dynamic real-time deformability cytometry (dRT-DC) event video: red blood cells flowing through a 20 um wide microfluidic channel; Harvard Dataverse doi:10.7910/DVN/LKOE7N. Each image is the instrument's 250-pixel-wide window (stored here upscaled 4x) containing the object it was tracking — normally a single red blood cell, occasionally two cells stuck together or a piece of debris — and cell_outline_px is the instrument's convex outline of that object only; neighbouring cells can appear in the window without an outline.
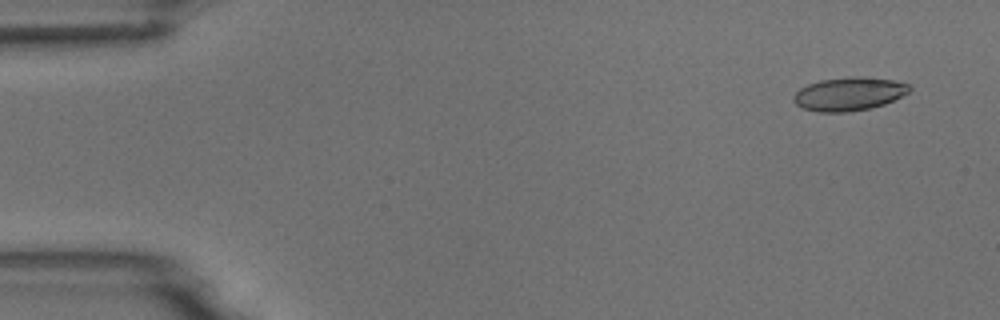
{"species": "common noctule bat (a hibernating species)", "species_latin": "Nyctalus noctula", "temperature_condition": "room temperature", "stored_images_in_passage": 2, "camera_frame_rate_fps": 3000, "um_per_image_px": 0.085, "animal": {"sex": "male", "body_mass_g": 18.8}, "frame": {"image": 1, "passage_image": 2, "time_ms": 1.333, "image_size_px": [1000, 320], "cell_outline_px": [[912, 88], [908, 92], [884, 104], [872, 108], [848, 112], [816, 112], [804, 108], [796, 104], [792, 100], [792, 96], [800, 88], [808, 84], [820, 80], [852, 76], [892, 80], [908, 84]], "centroid_in_image_um": [72.12, 7.99], "position_along_channel_um": 12.9, "area_um2": 22.43}}